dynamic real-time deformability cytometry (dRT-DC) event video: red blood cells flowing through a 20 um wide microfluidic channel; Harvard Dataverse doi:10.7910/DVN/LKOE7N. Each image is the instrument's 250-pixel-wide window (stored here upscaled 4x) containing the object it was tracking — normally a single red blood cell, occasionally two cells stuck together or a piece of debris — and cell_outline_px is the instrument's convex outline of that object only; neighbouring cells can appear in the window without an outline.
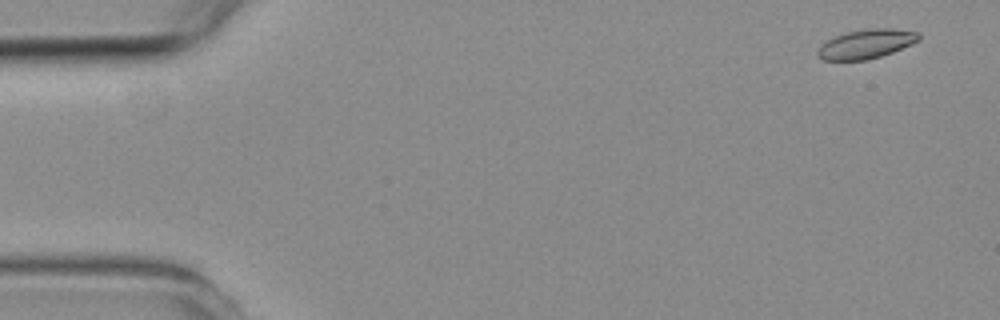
{"species": "common noctule bat (a hibernating species)", "species_latin": "Nyctalus noctula", "temperature_condition": "room temperature", "stored_images_in_passage": 6, "camera_frame_rate_fps": 3000, "um_per_image_px": 0.085, "animal": {"sex": "female", "body_mass_g": 19.3, "forearm_length_mm": 54.1}, "frame": {"image": 1, "passage_image": 1, "time_ms": 0.0, "image_size_px": [1000, 320], "cell_outline_px": [[920, 40], [892, 52], [868, 60], [824, 60], [816, 56], [816, 52], [820, 44], [836, 36], [848, 32], [872, 28], [888, 28], [916, 32], [920, 36]], "centroid_in_image_um": [73.58, 3.75], "position_along_channel_um": 11.4, "area_um2": 16.99}}
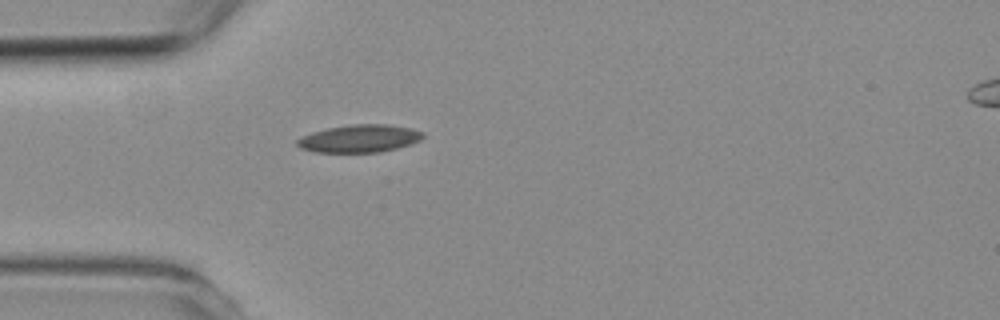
{"frame": {"image": 2, "passage_image": 5, "time_ms": 8.667, "image_size_px": [1000, 320], "cell_outline_px": [[424, 136], [420, 140], [396, 148], [380, 152], [312, 152], [300, 148], [296, 144], [296, 140], [312, 132], [328, 128], [352, 124], [384, 124], [412, 128], [424, 132]], "centroid_in_image_um": [30.54, 11.77], "position_along_channel_um": 54.5, "area_um2": 20.17}}